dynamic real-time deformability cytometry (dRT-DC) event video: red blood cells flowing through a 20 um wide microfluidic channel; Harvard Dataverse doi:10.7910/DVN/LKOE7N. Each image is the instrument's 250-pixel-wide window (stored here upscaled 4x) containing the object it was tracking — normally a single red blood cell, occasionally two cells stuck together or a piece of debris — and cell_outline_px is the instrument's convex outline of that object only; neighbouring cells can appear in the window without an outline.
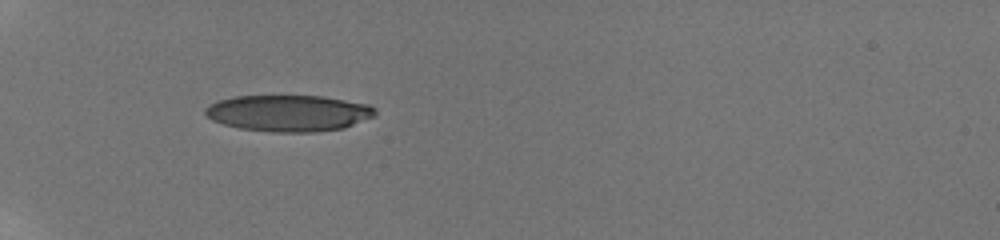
{"species": "human", "species_latin": "Homo sapiens", "temperature_condition": "room temperature", "stored_images_in_passage": 11, "camera_frame_rate_fps": 3000, "um_per_image_px": 0.085, "donor": {"sex": "male"}, "frame": {"image": 1, "passage_image": 1, "time_ms": 0.0, "image_size_px": [1000, 240], "cell_outline_px": [[376, 116], [344, 128], [312, 132], [272, 132], [240, 128], [224, 124], [212, 120], [204, 112], [204, 108], [208, 104], [220, 100], [236, 96], [324, 96], [368, 104], [376, 108]], "centroid_in_image_um": [24.56, 9.61], "position_along_channel_um": 60.4, "area_um2": 36.13}}
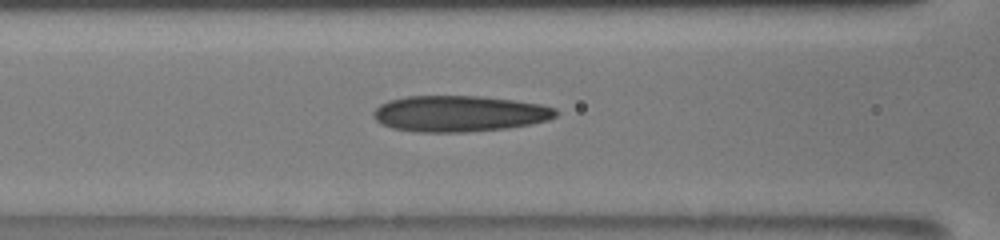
{"frame": {"image": 2, "passage_image": 5, "time_ms": 2.333, "image_size_px": [1000, 240], "cell_outline_px": [[560, 112], [556, 116], [548, 120], [528, 124], [504, 128], [464, 132], [416, 132], [392, 128], [376, 120], [372, 116], [372, 112], [380, 104], [388, 100], [408, 96], [480, 96], [512, 100], [540, 104], [556, 108]], "centroid_in_image_um": [39.02, 9.65], "position_along_channel_um": 127.6, "area_um2": 38.26}}
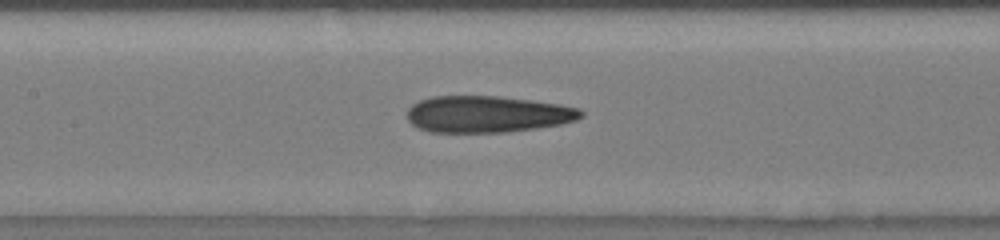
{"frame": {"image": 3, "passage_image": 8, "time_ms": 3.333, "image_size_px": [1000, 240], "cell_outline_px": [[584, 116], [576, 120], [560, 124], [536, 128], [504, 132], [428, 132], [412, 124], [408, 120], [408, 108], [412, 104], [420, 100], [432, 96], [496, 96], [532, 100], [560, 104], [580, 108], [584, 112]], "centroid_in_image_um": [41.45, 9.7], "position_along_channel_um": 166.0, "area_um2": 37.17}}